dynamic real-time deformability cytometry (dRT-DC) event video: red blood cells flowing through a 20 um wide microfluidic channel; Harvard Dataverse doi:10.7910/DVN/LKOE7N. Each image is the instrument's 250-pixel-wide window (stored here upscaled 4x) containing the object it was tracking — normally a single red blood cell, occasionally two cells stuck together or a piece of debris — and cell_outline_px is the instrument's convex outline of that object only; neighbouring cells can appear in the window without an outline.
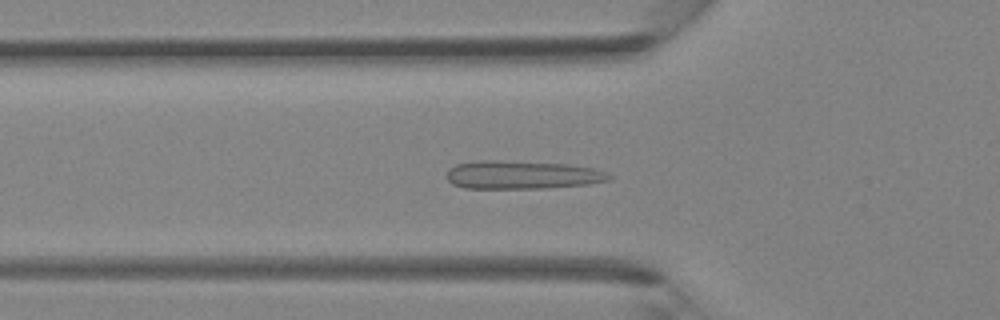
{"species": "Egyptian fruit bat (a non-hibernating species)", "species_latin": "Rousettus aegyptiacus", "temperature_condition": "room temperature", "stored_images_in_passage": 40, "camera_frame_rate_fps": 3000, "um_per_image_px": 0.085, "animal": {"sex": "female"}, "frame": {"image": 1, "passage_image": 13, "time_ms": 4.0, "image_size_px": [1000, 320], "cell_outline_px": [[612, 176], [608, 180], [588, 184], [544, 188], [464, 188], [452, 184], [448, 180], [448, 168], [456, 164], [480, 160], [496, 160], [572, 164], [592, 168], [604, 172]], "centroid_in_image_um": [44.35, 14.86], "position_along_channel_um": 81.5, "area_um2": 26.7}}
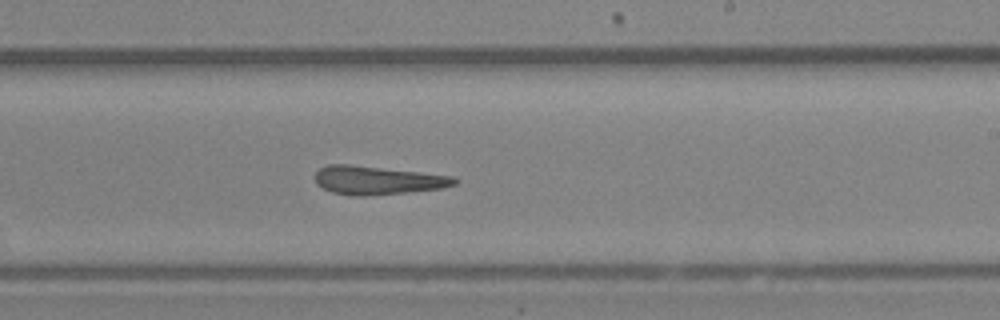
{"frame": {"image": 2, "passage_image": 24, "time_ms": 7.667, "image_size_px": [1000, 320], "cell_outline_px": [[460, 180], [456, 184], [444, 188], [408, 192], [364, 196], [352, 196], [332, 192], [316, 184], [316, 172], [320, 168], [328, 164], [348, 164], [456, 176]], "centroid_in_image_um": [32.13, 15.32], "position_along_channel_um": 256.9, "area_um2": 23.24}}
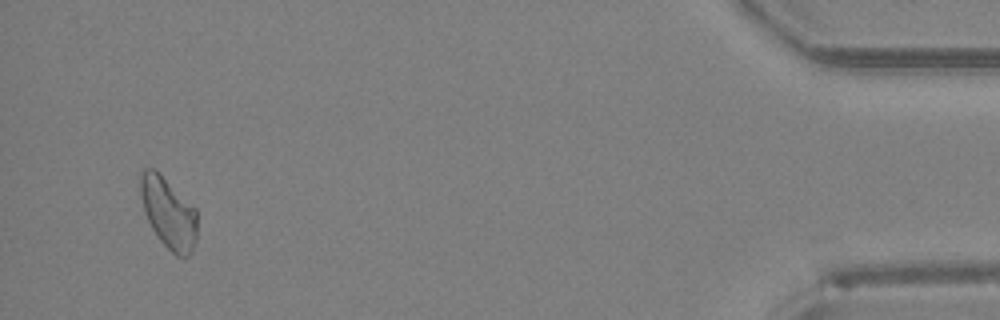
{"frame": {"image": 3, "passage_image": 39, "time_ms": 12.667, "image_size_px": [1000, 320], "cell_outline_px": [[196, 240], [192, 252], [188, 256], [176, 256], [156, 236], [144, 212], [140, 196], [140, 172], [144, 168], [152, 168], [160, 172], [196, 208]], "centroid_in_image_um": [14.31, 18.06], "position_along_channel_um": 420.9, "area_um2": 23.64}}